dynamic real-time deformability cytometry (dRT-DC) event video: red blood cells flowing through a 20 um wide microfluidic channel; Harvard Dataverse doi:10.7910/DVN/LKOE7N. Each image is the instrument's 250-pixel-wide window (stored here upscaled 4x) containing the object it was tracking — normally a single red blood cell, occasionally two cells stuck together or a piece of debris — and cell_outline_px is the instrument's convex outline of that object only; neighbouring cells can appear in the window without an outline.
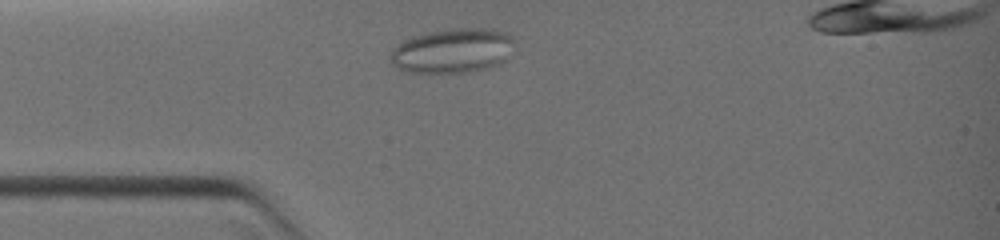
{"species": "common noctule bat (a hibernating species)", "species_latin": "Nyctalus noctula", "temperature_condition": "warm", "stored_images_in_passage": 27, "camera_frame_rate_fps": 3000, "um_per_image_px": 0.085, "animal": {"sex": "female", "body_mass_g": 19.0, "forearm_length_mm": 51.5}, "frame": {"image": 1, "passage_image": 2, "time_ms": 0.667, "image_size_px": [1000, 240], "cell_outline_px": [[516, 40], [504, 60], [500, 64], [484, 68], [464, 72], [408, 72], [392, 64], [388, 60], [392, 48], [400, 40], [412, 36], [428, 32], [452, 28], [492, 28], [504, 32], [512, 36]], "centroid_in_image_um": [38.43, 4.28], "position_along_channel_um": 46.6, "area_um2": 32.37}}
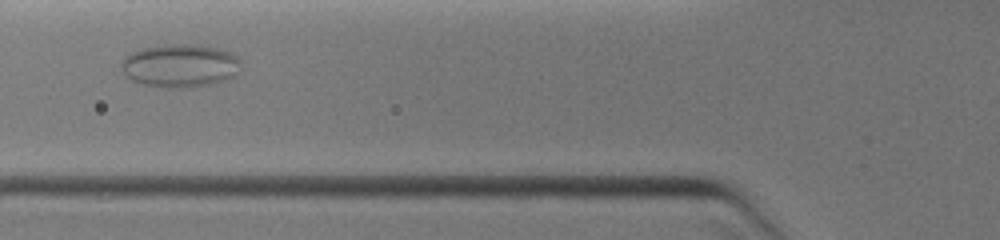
{"frame": {"image": 2, "passage_image": 6, "time_ms": 2.333, "image_size_px": [1000, 240], "cell_outline_px": [[240, 60], [232, 76], [208, 84], [188, 88], [180, 88], [144, 84], [132, 80], [124, 76], [120, 68], [120, 64], [124, 56], [132, 52], [144, 48], [168, 44], [200, 44], [216, 48], [228, 52], [236, 56]], "centroid_in_image_um": [15.21, 5.56], "position_along_channel_um": 110.6, "area_um2": 29.59}}
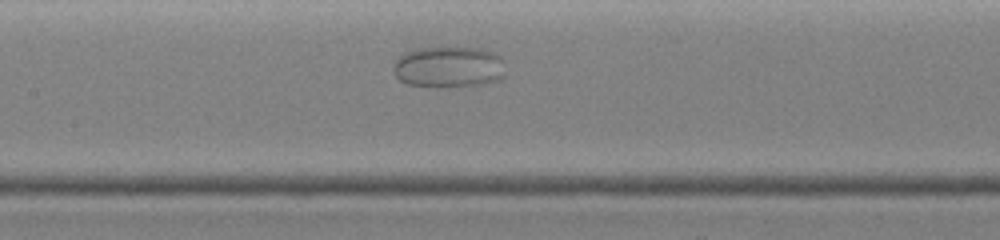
{"frame": {"image": 3, "passage_image": 9, "time_ms": 3.667, "image_size_px": [1000, 240], "cell_outline_px": [[504, 76], [500, 80], [480, 84], [448, 88], [436, 88], [408, 84], [400, 80], [392, 72], [392, 68], [396, 60], [400, 56], [408, 52], [420, 48], [480, 48], [492, 52], [500, 56], [504, 60]], "centroid_in_image_um": [38.15, 5.72], "position_along_channel_um": 169.2, "area_um2": 27.22}}